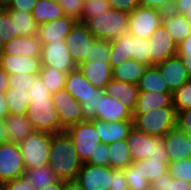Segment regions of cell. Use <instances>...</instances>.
Segmentation results:
<instances>
[{
    "label": "cell",
    "instance_id": "6da1fadb",
    "mask_svg": "<svg viewBox=\"0 0 191 190\" xmlns=\"http://www.w3.org/2000/svg\"><path fill=\"white\" fill-rule=\"evenodd\" d=\"M83 162L66 131L52 134L48 166L60 180H76Z\"/></svg>",
    "mask_w": 191,
    "mask_h": 190
},
{
    "label": "cell",
    "instance_id": "7a4b0ae2",
    "mask_svg": "<svg viewBox=\"0 0 191 190\" xmlns=\"http://www.w3.org/2000/svg\"><path fill=\"white\" fill-rule=\"evenodd\" d=\"M177 113L174 105L161 107L143 114H133V126L138 131L163 138L176 127Z\"/></svg>",
    "mask_w": 191,
    "mask_h": 190
},
{
    "label": "cell",
    "instance_id": "3957f363",
    "mask_svg": "<svg viewBox=\"0 0 191 190\" xmlns=\"http://www.w3.org/2000/svg\"><path fill=\"white\" fill-rule=\"evenodd\" d=\"M129 13L117 9L97 15L85 25L95 38L111 41L128 31Z\"/></svg>",
    "mask_w": 191,
    "mask_h": 190
},
{
    "label": "cell",
    "instance_id": "277c9868",
    "mask_svg": "<svg viewBox=\"0 0 191 190\" xmlns=\"http://www.w3.org/2000/svg\"><path fill=\"white\" fill-rule=\"evenodd\" d=\"M26 116L30 120L35 131L47 132L50 134L65 131L59 121L56 107L52 97L45 99H29Z\"/></svg>",
    "mask_w": 191,
    "mask_h": 190
},
{
    "label": "cell",
    "instance_id": "5b68a950",
    "mask_svg": "<svg viewBox=\"0 0 191 190\" xmlns=\"http://www.w3.org/2000/svg\"><path fill=\"white\" fill-rule=\"evenodd\" d=\"M51 136L47 132L34 131L19 144L26 171L48 165Z\"/></svg>",
    "mask_w": 191,
    "mask_h": 190
},
{
    "label": "cell",
    "instance_id": "8992f818",
    "mask_svg": "<svg viewBox=\"0 0 191 190\" xmlns=\"http://www.w3.org/2000/svg\"><path fill=\"white\" fill-rule=\"evenodd\" d=\"M71 137L81 161L85 163L101 143L99 134L91 120L72 125L65 130Z\"/></svg>",
    "mask_w": 191,
    "mask_h": 190
},
{
    "label": "cell",
    "instance_id": "52a82bcc",
    "mask_svg": "<svg viewBox=\"0 0 191 190\" xmlns=\"http://www.w3.org/2000/svg\"><path fill=\"white\" fill-rule=\"evenodd\" d=\"M163 14L156 8L136 7L129 13L127 33L148 39L162 25Z\"/></svg>",
    "mask_w": 191,
    "mask_h": 190
},
{
    "label": "cell",
    "instance_id": "ba28073f",
    "mask_svg": "<svg viewBox=\"0 0 191 190\" xmlns=\"http://www.w3.org/2000/svg\"><path fill=\"white\" fill-rule=\"evenodd\" d=\"M25 172L19 145L9 141L0 143V182L13 181Z\"/></svg>",
    "mask_w": 191,
    "mask_h": 190
},
{
    "label": "cell",
    "instance_id": "9c48e42d",
    "mask_svg": "<svg viewBox=\"0 0 191 190\" xmlns=\"http://www.w3.org/2000/svg\"><path fill=\"white\" fill-rule=\"evenodd\" d=\"M41 65L50 66L68 74L77 69L65 41H55L42 45L39 53Z\"/></svg>",
    "mask_w": 191,
    "mask_h": 190
},
{
    "label": "cell",
    "instance_id": "30bf717a",
    "mask_svg": "<svg viewBox=\"0 0 191 190\" xmlns=\"http://www.w3.org/2000/svg\"><path fill=\"white\" fill-rule=\"evenodd\" d=\"M51 97L58 112L60 125L64 130L85 121L80 103L65 89L53 93Z\"/></svg>",
    "mask_w": 191,
    "mask_h": 190
},
{
    "label": "cell",
    "instance_id": "8fae6325",
    "mask_svg": "<svg viewBox=\"0 0 191 190\" xmlns=\"http://www.w3.org/2000/svg\"><path fill=\"white\" fill-rule=\"evenodd\" d=\"M94 38L87 26L79 21L66 36L65 44L77 66L90 58V48Z\"/></svg>",
    "mask_w": 191,
    "mask_h": 190
},
{
    "label": "cell",
    "instance_id": "7c38bea8",
    "mask_svg": "<svg viewBox=\"0 0 191 190\" xmlns=\"http://www.w3.org/2000/svg\"><path fill=\"white\" fill-rule=\"evenodd\" d=\"M111 180L110 166H95L88 163H83L76 178L84 190H110Z\"/></svg>",
    "mask_w": 191,
    "mask_h": 190
},
{
    "label": "cell",
    "instance_id": "4fadbf2b",
    "mask_svg": "<svg viewBox=\"0 0 191 190\" xmlns=\"http://www.w3.org/2000/svg\"><path fill=\"white\" fill-rule=\"evenodd\" d=\"M148 42L151 66L177 55V44L163 25L148 38Z\"/></svg>",
    "mask_w": 191,
    "mask_h": 190
},
{
    "label": "cell",
    "instance_id": "5bb4252c",
    "mask_svg": "<svg viewBox=\"0 0 191 190\" xmlns=\"http://www.w3.org/2000/svg\"><path fill=\"white\" fill-rule=\"evenodd\" d=\"M154 66L159 70L171 93H174L191 79L178 55H174Z\"/></svg>",
    "mask_w": 191,
    "mask_h": 190
},
{
    "label": "cell",
    "instance_id": "9a60e30c",
    "mask_svg": "<svg viewBox=\"0 0 191 190\" xmlns=\"http://www.w3.org/2000/svg\"><path fill=\"white\" fill-rule=\"evenodd\" d=\"M96 119L105 122L133 120V112L118 99L103 92V95H99Z\"/></svg>",
    "mask_w": 191,
    "mask_h": 190
},
{
    "label": "cell",
    "instance_id": "2e32d148",
    "mask_svg": "<svg viewBox=\"0 0 191 190\" xmlns=\"http://www.w3.org/2000/svg\"><path fill=\"white\" fill-rule=\"evenodd\" d=\"M78 21L69 16H62L56 20L38 25V37L42 44L65 41L66 36Z\"/></svg>",
    "mask_w": 191,
    "mask_h": 190
},
{
    "label": "cell",
    "instance_id": "e0dca14e",
    "mask_svg": "<svg viewBox=\"0 0 191 190\" xmlns=\"http://www.w3.org/2000/svg\"><path fill=\"white\" fill-rule=\"evenodd\" d=\"M101 143L111 144L118 140H125L132 130L133 120L105 122L99 119H91Z\"/></svg>",
    "mask_w": 191,
    "mask_h": 190
},
{
    "label": "cell",
    "instance_id": "ac0fdd59",
    "mask_svg": "<svg viewBox=\"0 0 191 190\" xmlns=\"http://www.w3.org/2000/svg\"><path fill=\"white\" fill-rule=\"evenodd\" d=\"M42 45L38 35L17 37L0 48V55L39 57Z\"/></svg>",
    "mask_w": 191,
    "mask_h": 190
},
{
    "label": "cell",
    "instance_id": "d6986e66",
    "mask_svg": "<svg viewBox=\"0 0 191 190\" xmlns=\"http://www.w3.org/2000/svg\"><path fill=\"white\" fill-rule=\"evenodd\" d=\"M0 67L9 75L17 73L39 75L41 61L39 57L0 55Z\"/></svg>",
    "mask_w": 191,
    "mask_h": 190
},
{
    "label": "cell",
    "instance_id": "ffe728a7",
    "mask_svg": "<svg viewBox=\"0 0 191 190\" xmlns=\"http://www.w3.org/2000/svg\"><path fill=\"white\" fill-rule=\"evenodd\" d=\"M157 138V136L148 135L133 127L125 139L132 160L148 159L149 156H153L154 141Z\"/></svg>",
    "mask_w": 191,
    "mask_h": 190
},
{
    "label": "cell",
    "instance_id": "44dd1931",
    "mask_svg": "<svg viewBox=\"0 0 191 190\" xmlns=\"http://www.w3.org/2000/svg\"><path fill=\"white\" fill-rule=\"evenodd\" d=\"M77 102L81 103L91 98H96L95 93L100 89L87 81V78L75 69L67 74L65 88Z\"/></svg>",
    "mask_w": 191,
    "mask_h": 190
},
{
    "label": "cell",
    "instance_id": "7402d4cb",
    "mask_svg": "<svg viewBox=\"0 0 191 190\" xmlns=\"http://www.w3.org/2000/svg\"><path fill=\"white\" fill-rule=\"evenodd\" d=\"M77 69L87 78V81L97 88L104 89L112 79V69L104 61L82 62Z\"/></svg>",
    "mask_w": 191,
    "mask_h": 190
},
{
    "label": "cell",
    "instance_id": "603a6c76",
    "mask_svg": "<svg viewBox=\"0 0 191 190\" xmlns=\"http://www.w3.org/2000/svg\"><path fill=\"white\" fill-rule=\"evenodd\" d=\"M108 96L118 99L124 106L128 107L132 112L138 101L139 88L137 85L125 83L111 79L103 89Z\"/></svg>",
    "mask_w": 191,
    "mask_h": 190
},
{
    "label": "cell",
    "instance_id": "cb8c5ba5",
    "mask_svg": "<svg viewBox=\"0 0 191 190\" xmlns=\"http://www.w3.org/2000/svg\"><path fill=\"white\" fill-rule=\"evenodd\" d=\"M187 138L188 134L178 127L173 128L162 138L167 149L169 162L190 157Z\"/></svg>",
    "mask_w": 191,
    "mask_h": 190
},
{
    "label": "cell",
    "instance_id": "d4e9b609",
    "mask_svg": "<svg viewBox=\"0 0 191 190\" xmlns=\"http://www.w3.org/2000/svg\"><path fill=\"white\" fill-rule=\"evenodd\" d=\"M4 121L8 141L14 144L19 145L25 138L35 131L26 114H9Z\"/></svg>",
    "mask_w": 191,
    "mask_h": 190
},
{
    "label": "cell",
    "instance_id": "484cf974",
    "mask_svg": "<svg viewBox=\"0 0 191 190\" xmlns=\"http://www.w3.org/2000/svg\"><path fill=\"white\" fill-rule=\"evenodd\" d=\"M162 25L172 36L177 45L191 34L190 22L182 14L175 13L171 10L164 12Z\"/></svg>",
    "mask_w": 191,
    "mask_h": 190
},
{
    "label": "cell",
    "instance_id": "4316f807",
    "mask_svg": "<svg viewBox=\"0 0 191 190\" xmlns=\"http://www.w3.org/2000/svg\"><path fill=\"white\" fill-rule=\"evenodd\" d=\"M172 104L171 92L139 91L138 101L133 114H143L157 108L169 107Z\"/></svg>",
    "mask_w": 191,
    "mask_h": 190
},
{
    "label": "cell",
    "instance_id": "83f0119b",
    "mask_svg": "<svg viewBox=\"0 0 191 190\" xmlns=\"http://www.w3.org/2000/svg\"><path fill=\"white\" fill-rule=\"evenodd\" d=\"M148 67V65L139 63L134 59H128L122 64L112 68V78L117 81L137 85Z\"/></svg>",
    "mask_w": 191,
    "mask_h": 190
},
{
    "label": "cell",
    "instance_id": "f1b7e54d",
    "mask_svg": "<svg viewBox=\"0 0 191 190\" xmlns=\"http://www.w3.org/2000/svg\"><path fill=\"white\" fill-rule=\"evenodd\" d=\"M64 15L59 2L54 0H37L32 10V16L38 25L56 20Z\"/></svg>",
    "mask_w": 191,
    "mask_h": 190
},
{
    "label": "cell",
    "instance_id": "f546056e",
    "mask_svg": "<svg viewBox=\"0 0 191 190\" xmlns=\"http://www.w3.org/2000/svg\"><path fill=\"white\" fill-rule=\"evenodd\" d=\"M23 177L34 190H40L41 188L53 185L60 180L48 165L29 169L25 172Z\"/></svg>",
    "mask_w": 191,
    "mask_h": 190
},
{
    "label": "cell",
    "instance_id": "4dcf8cb0",
    "mask_svg": "<svg viewBox=\"0 0 191 190\" xmlns=\"http://www.w3.org/2000/svg\"><path fill=\"white\" fill-rule=\"evenodd\" d=\"M7 12L11 20H14L15 34L19 37L38 34V24L34 20L32 13L8 9Z\"/></svg>",
    "mask_w": 191,
    "mask_h": 190
},
{
    "label": "cell",
    "instance_id": "1f68e13d",
    "mask_svg": "<svg viewBox=\"0 0 191 190\" xmlns=\"http://www.w3.org/2000/svg\"><path fill=\"white\" fill-rule=\"evenodd\" d=\"M126 140H118L108 144L109 166L113 169H124L132 163Z\"/></svg>",
    "mask_w": 191,
    "mask_h": 190
},
{
    "label": "cell",
    "instance_id": "d6a6232c",
    "mask_svg": "<svg viewBox=\"0 0 191 190\" xmlns=\"http://www.w3.org/2000/svg\"><path fill=\"white\" fill-rule=\"evenodd\" d=\"M168 164L151 159L136 160L131 163L133 168L137 169L138 173L149 182L157 180L166 174L169 170Z\"/></svg>",
    "mask_w": 191,
    "mask_h": 190
},
{
    "label": "cell",
    "instance_id": "836d02e7",
    "mask_svg": "<svg viewBox=\"0 0 191 190\" xmlns=\"http://www.w3.org/2000/svg\"><path fill=\"white\" fill-rule=\"evenodd\" d=\"M128 59H132V54H130V34L125 33L111 40V57L109 61L111 69Z\"/></svg>",
    "mask_w": 191,
    "mask_h": 190
},
{
    "label": "cell",
    "instance_id": "e575fe53",
    "mask_svg": "<svg viewBox=\"0 0 191 190\" xmlns=\"http://www.w3.org/2000/svg\"><path fill=\"white\" fill-rule=\"evenodd\" d=\"M139 91L170 92L167 84L155 66H149L137 84Z\"/></svg>",
    "mask_w": 191,
    "mask_h": 190
},
{
    "label": "cell",
    "instance_id": "d590c367",
    "mask_svg": "<svg viewBox=\"0 0 191 190\" xmlns=\"http://www.w3.org/2000/svg\"><path fill=\"white\" fill-rule=\"evenodd\" d=\"M39 76L51 94L65 88L67 74L56 68L41 65Z\"/></svg>",
    "mask_w": 191,
    "mask_h": 190
},
{
    "label": "cell",
    "instance_id": "8d00e7d4",
    "mask_svg": "<svg viewBox=\"0 0 191 190\" xmlns=\"http://www.w3.org/2000/svg\"><path fill=\"white\" fill-rule=\"evenodd\" d=\"M9 114L24 115L29 105V95L26 90L8 88L5 92Z\"/></svg>",
    "mask_w": 191,
    "mask_h": 190
},
{
    "label": "cell",
    "instance_id": "74e56055",
    "mask_svg": "<svg viewBox=\"0 0 191 190\" xmlns=\"http://www.w3.org/2000/svg\"><path fill=\"white\" fill-rule=\"evenodd\" d=\"M130 54H132V59L151 66L149 42L147 38H141L130 34Z\"/></svg>",
    "mask_w": 191,
    "mask_h": 190
},
{
    "label": "cell",
    "instance_id": "f35d334b",
    "mask_svg": "<svg viewBox=\"0 0 191 190\" xmlns=\"http://www.w3.org/2000/svg\"><path fill=\"white\" fill-rule=\"evenodd\" d=\"M17 37L19 36L15 34L14 20H11L7 8L0 4V48Z\"/></svg>",
    "mask_w": 191,
    "mask_h": 190
},
{
    "label": "cell",
    "instance_id": "ab89813d",
    "mask_svg": "<svg viewBox=\"0 0 191 190\" xmlns=\"http://www.w3.org/2000/svg\"><path fill=\"white\" fill-rule=\"evenodd\" d=\"M111 9L108 0H84L81 23H86L91 18L101 15Z\"/></svg>",
    "mask_w": 191,
    "mask_h": 190
},
{
    "label": "cell",
    "instance_id": "60d3db41",
    "mask_svg": "<svg viewBox=\"0 0 191 190\" xmlns=\"http://www.w3.org/2000/svg\"><path fill=\"white\" fill-rule=\"evenodd\" d=\"M111 57V41L94 38L90 48V58L86 62L104 61L109 63Z\"/></svg>",
    "mask_w": 191,
    "mask_h": 190
},
{
    "label": "cell",
    "instance_id": "b9f144b4",
    "mask_svg": "<svg viewBox=\"0 0 191 190\" xmlns=\"http://www.w3.org/2000/svg\"><path fill=\"white\" fill-rule=\"evenodd\" d=\"M176 113L191 108V79L172 93Z\"/></svg>",
    "mask_w": 191,
    "mask_h": 190
},
{
    "label": "cell",
    "instance_id": "7bdbcfd3",
    "mask_svg": "<svg viewBox=\"0 0 191 190\" xmlns=\"http://www.w3.org/2000/svg\"><path fill=\"white\" fill-rule=\"evenodd\" d=\"M168 168L173 178L191 183V157L169 162Z\"/></svg>",
    "mask_w": 191,
    "mask_h": 190
},
{
    "label": "cell",
    "instance_id": "ee69618b",
    "mask_svg": "<svg viewBox=\"0 0 191 190\" xmlns=\"http://www.w3.org/2000/svg\"><path fill=\"white\" fill-rule=\"evenodd\" d=\"M123 170L129 190H150V182L145 180L132 165Z\"/></svg>",
    "mask_w": 191,
    "mask_h": 190
},
{
    "label": "cell",
    "instance_id": "f6af8a7d",
    "mask_svg": "<svg viewBox=\"0 0 191 190\" xmlns=\"http://www.w3.org/2000/svg\"><path fill=\"white\" fill-rule=\"evenodd\" d=\"M84 0H58L64 14L81 21Z\"/></svg>",
    "mask_w": 191,
    "mask_h": 190
},
{
    "label": "cell",
    "instance_id": "bcb514c9",
    "mask_svg": "<svg viewBox=\"0 0 191 190\" xmlns=\"http://www.w3.org/2000/svg\"><path fill=\"white\" fill-rule=\"evenodd\" d=\"M95 166H109L108 144L100 143L94 154L85 162Z\"/></svg>",
    "mask_w": 191,
    "mask_h": 190
},
{
    "label": "cell",
    "instance_id": "7dc6e473",
    "mask_svg": "<svg viewBox=\"0 0 191 190\" xmlns=\"http://www.w3.org/2000/svg\"><path fill=\"white\" fill-rule=\"evenodd\" d=\"M177 55L180 56L182 63L191 77V34L177 45Z\"/></svg>",
    "mask_w": 191,
    "mask_h": 190
},
{
    "label": "cell",
    "instance_id": "c3c4849f",
    "mask_svg": "<svg viewBox=\"0 0 191 190\" xmlns=\"http://www.w3.org/2000/svg\"><path fill=\"white\" fill-rule=\"evenodd\" d=\"M36 76L37 75H29L22 73L9 75V88L28 91L29 86L34 81V78Z\"/></svg>",
    "mask_w": 191,
    "mask_h": 190
},
{
    "label": "cell",
    "instance_id": "681fc988",
    "mask_svg": "<svg viewBox=\"0 0 191 190\" xmlns=\"http://www.w3.org/2000/svg\"><path fill=\"white\" fill-rule=\"evenodd\" d=\"M29 98L33 99H45L50 97L51 92L45 88V85L39 75L34 78V81L28 88Z\"/></svg>",
    "mask_w": 191,
    "mask_h": 190
},
{
    "label": "cell",
    "instance_id": "f907efd6",
    "mask_svg": "<svg viewBox=\"0 0 191 190\" xmlns=\"http://www.w3.org/2000/svg\"><path fill=\"white\" fill-rule=\"evenodd\" d=\"M103 92V89H99L95 93L96 98H91L87 101L80 103L85 120L96 119L97 106L99 104V95H103Z\"/></svg>",
    "mask_w": 191,
    "mask_h": 190
},
{
    "label": "cell",
    "instance_id": "816d5d0a",
    "mask_svg": "<svg viewBox=\"0 0 191 190\" xmlns=\"http://www.w3.org/2000/svg\"><path fill=\"white\" fill-rule=\"evenodd\" d=\"M37 0H6L3 5L8 10H22L23 12L32 13Z\"/></svg>",
    "mask_w": 191,
    "mask_h": 190
},
{
    "label": "cell",
    "instance_id": "f5cc1de1",
    "mask_svg": "<svg viewBox=\"0 0 191 190\" xmlns=\"http://www.w3.org/2000/svg\"><path fill=\"white\" fill-rule=\"evenodd\" d=\"M148 159L161 161V163H169L167 149L161 137L154 141L153 156H149Z\"/></svg>",
    "mask_w": 191,
    "mask_h": 190
},
{
    "label": "cell",
    "instance_id": "db71d44e",
    "mask_svg": "<svg viewBox=\"0 0 191 190\" xmlns=\"http://www.w3.org/2000/svg\"><path fill=\"white\" fill-rule=\"evenodd\" d=\"M176 127L191 135V108L177 112Z\"/></svg>",
    "mask_w": 191,
    "mask_h": 190
},
{
    "label": "cell",
    "instance_id": "11a10c76",
    "mask_svg": "<svg viewBox=\"0 0 191 190\" xmlns=\"http://www.w3.org/2000/svg\"><path fill=\"white\" fill-rule=\"evenodd\" d=\"M112 9L131 13L136 7L140 6L139 0H108Z\"/></svg>",
    "mask_w": 191,
    "mask_h": 190
},
{
    "label": "cell",
    "instance_id": "9f6ffc18",
    "mask_svg": "<svg viewBox=\"0 0 191 190\" xmlns=\"http://www.w3.org/2000/svg\"><path fill=\"white\" fill-rule=\"evenodd\" d=\"M112 183L110 189H128L123 169L112 168Z\"/></svg>",
    "mask_w": 191,
    "mask_h": 190
},
{
    "label": "cell",
    "instance_id": "6f0895ef",
    "mask_svg": "<svg viewBox=\"0 0 191 190\" xmlns=\"http://www.w3.org/2000/svg\"><path fill=\"white\" fill-rule=\"evenodd\" d=\"M140 6L156 8L163 12L172 9L173 0H139Z\"/></svg>",
    "mask_w": 191,
    "mask_h": 190
},
{
    "label": "cell",
    "instance_id": "680465c9",
    "mask_svg": "<svg viewBox=\"0 0 191 190\" xmlns=\"http://www.w3.org/2000/svg\"><path fill=\"white\" fill-rule=\"evenodd\" d=\"M3 190H34L22 176L13 181L3 183Z\"/></svg>",
    "mask_w": 191,
    "mask_h": 190
},
{
    "label": "cell",
    "instance_id": "91938a15",
    "mask_svg": "<svg viewBox=\"0 0 191 190\" xmlns=\"http://www.w3.org/2000/svg\"><path fill=\"white\" fill-rule=\"evenodd\" d=\"M168 190H191V183L173 178L169 173Z\"/></svg>",
    "mask_w": 191,
    "mask_h": 190
},
{
    "label": "cell",
    "instance_id": "94428289",
    "mask_svg": "<svg viewBox=\"0 0 191 190\" xmlns=\"http://www.w3.org/2000/svg\"><path fill=\"white\" fill-rule=\"evenodd\" d=\"M169 172L162 175L159 179L150 182V190H168Z\"/></svg>",
    "mask_w": 191,
    "mask_h": 190
},
{
    "label": "cell",
    "instance_id": "6125c7cd",
    "mask_svg": "<svg viewBox=\"0 0 191 190\" xmlns=\"http://www.w3.org/2000/svg\"><path fill=\"white\" fill-rule=\"evenodd\" d=\"M191 6V0H173L171 11L179 14H184L187 12Z\"/></svg>",
    "mask_w": 191,
    "mask_h": 190
},
{
    "label": "cell",
    "instance_id": "be15d7a7",
    "mask_svg": "<svg viewBox=\"0 0 191 190\" xmlns=\"http://www.w3.org/2000/svg\"><path fill=\"white\" fill-rule=\"evenodd\" d=\"M9 115L5 92H0V119H5Z\"/></svg>",
    "mask_w": 191,
    "mask_h": 190
},
{
    "label": "cell",
    "instance_id": "e7e4bbea",
    "mask_svg": "<svg viewBox=\"0 0 191 190\" xmlns=\"http://www.w3.org/2000/svg\"><path fill=\"white\" fill-rule=\"evenodd\" d=\"M9 88V74L0 67V92H6Z\"/></svg>",
    "mask_w": 191,
    "mask_h": 190
},
{
    "label": "cell",
    "instance_id": "03108f58",
    "mask_svg": "<svg viewBox=\"0 0 191 190\" xmlns=\"http://www.w3.org/2000/svg\"><path fill=\"white\" fill-rule=\"evenodd\" d=\"M63 190H84V189L76 180H66L64 181Z\"/></svg>",
    "mask_w": 191,
    "mask_h": 190
},
{
    "label": "cell",
    "instance_id": "003e7915",
    "mask_svg": "<svg viewBox=\"0 0 191 190\" xmlns=\"http://www.w3.org/2000/svg\"><path fill=\"white\" fill-rule=\"evenodd\" d=\"M64 189V180H59L53 185L45 186L40 190H63Z\"/></svg>",
    "mask_w": 191,
    "mask_h": 190
},
{
    "label": "cell",
    "instance_id": "a7ac6f4b",
    "mask_svg": "<svg viewBox=\"0 0 191 190\" xmlns=\"http://www.w3.org/2000/svg\"><path fill=\"white\" fill-rule=\"evenodd\" d=\"M8 142L4 119H0V143Z\"/></svg>",
    "mask_w": 191,
    "mask_h": 190
},
{
    "label": "cell",
    "instance_id": "89a4df30",
    "mask_svg": "<svg viewBox=\"0 0 191 190\" xmlns=\"http://www.w3.org/2000/svg\"><path fill=\"white\" fill-rule=\"evenodd\" d=\"M183 16L190 22L191 24V6L187 9V12L183 14Z\"/></svg>",
    "mask_w": 191,
    "mask_h": 190
},
{
    "label": "cell",
    "instance_id": "2644e50d",
    "mask_svg": "<svg viewBox=\"0 0 191 190\" xmlns=\"http://www.w3.org/2000/svg\"><path fill=\"white\" fill-rule=\"evenodd\" d=\"M187 141H188V146H189V151H190V157H191V135H188Z\"/></svg>",
    "mask_w": 191,
    "mask_h": 190
},
{
    "label": "cell",
    "instance_id": "8c879c8a",
    "mask_svg": "<svg viewBox=\"0 0 191 190\" xmlns=\"http://www.w3.org/2000/svg\"><path fill=\"white\" fill-rule=\"evenodd\" d=\"M0 190H3V183L0 182Z\"/></svg>",
    "mask_w": 191,
    "mask_h": 190
},
{
    "label": "cell",
    "instance_id": "753ad0ef",
    "mask_svg": "<svg viewBox=\"0 0 191 190\" xmlns=\"http://www.w3.org/2000/svg\"><path fill=\"white\" fill-rule=\"evenodd\" d=\"M110 190H129V189H110Z\"/></svg>",
    "mask_w": 191,
    "mask_h": 190
},
{
    "label": "cell",
    "instance_id": "34e18365",
    "mask_svg": "<svg viewBox=\"0 0 191 190\" xmlns=\"http://www.w3.org/2000/svg\"><path fill=\"white\" fill-rule=\"evenodd\" d=\"M6 0H0V4H3Z\"/></svg>",
    "mask_w": 191,
    "mask_h": 190
}]
</instances>
